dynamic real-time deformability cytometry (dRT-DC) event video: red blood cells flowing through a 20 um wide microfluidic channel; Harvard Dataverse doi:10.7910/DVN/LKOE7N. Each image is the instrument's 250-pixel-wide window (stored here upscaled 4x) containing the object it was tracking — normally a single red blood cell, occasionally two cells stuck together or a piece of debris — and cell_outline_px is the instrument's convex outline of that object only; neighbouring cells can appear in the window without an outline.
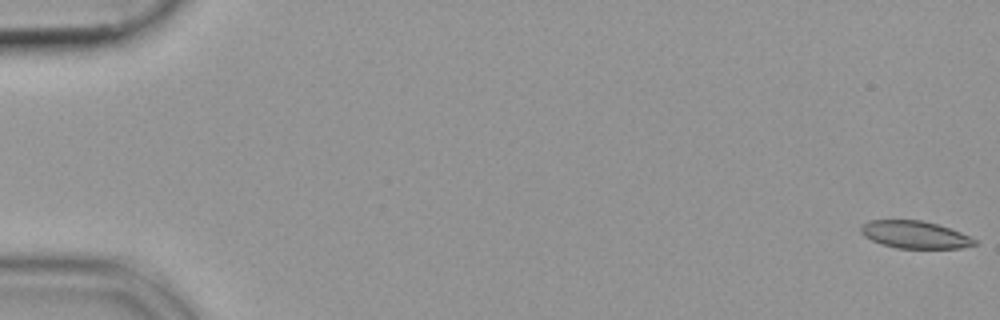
{"species": "common noctule bat (a hibernating species)", "species_latin": "Nyctalus noctula", "temperature_condition": "cold", "stored_images_in_passage": 54, "camera_frame_rate_fps": 3000, "um_per_image_px": 0.085, "animal": {"sex": "female", "body_mass_g": 19.9}, "frame": {"image": 1, "passage_image": 1, "time_ms": 0.0, "image_size_px": [1000, 320], "cell_outline_px": [[976, 244], [960, 248], [896, 248], [880, 244], [864, 236], [860, 232], [860, 224], [868, 220], [920, 220], [936, 224], [960, 232], [976, 240]], "centroid_in_image_um": [77.69, 19.94], "position_along_channel_um": 7.3, "area_um2": 18.09}}
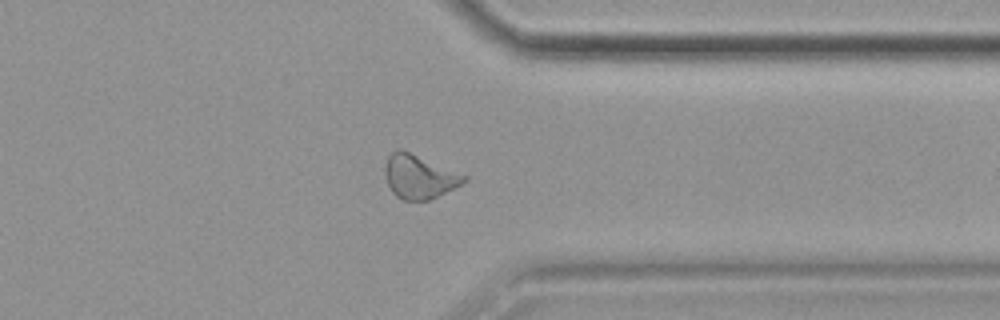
{"frame": {"image": 2, "passage_image": 43, "time_ms": 14.0, "image_size_px": [1000, 320], "cell_outline_px": [[468, 180], [428, 200], [404, 200], [396, 196], [392, 192], [388, 184], [384, 172], [384, 168], [388, 156], [396, 148], [400, 148], [468, 176]], "centroid_in_image_um": [35.59, 15.0], "position_along_channel_um": 375.8, "area_um2": 19.88}}
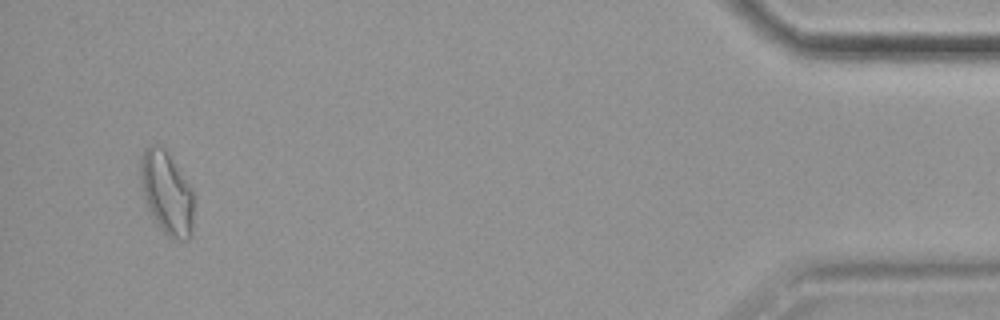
{"frame": {"image": 3, "passage_image": 52, "time_ms": 17.0, "image_size_px": [1000, 320], "cell_outline_px": [[192, 236], [188, 240], [176, 240], [168, 236], [160, 228], [148, 208], [144, 196], [140, 176], [140, 156], [144, 148], [148, 144], [156, 144], [164, 148], [192, 188]], "centroid_in_image_um": [14.16, 16.38], "position_along_channel_um": 421.0, "area_um2": 25.61}}